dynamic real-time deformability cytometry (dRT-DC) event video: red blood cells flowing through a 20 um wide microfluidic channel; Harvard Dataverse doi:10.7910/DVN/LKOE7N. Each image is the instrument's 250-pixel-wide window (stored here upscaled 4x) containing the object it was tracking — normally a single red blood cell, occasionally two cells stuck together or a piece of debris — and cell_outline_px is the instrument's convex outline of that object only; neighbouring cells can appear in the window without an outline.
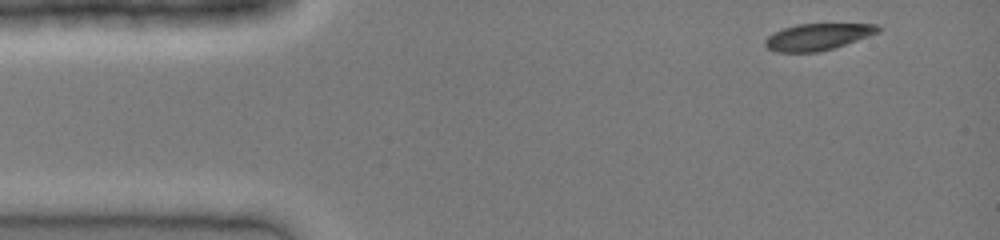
{"species": "common noctule bat (a hibernating species)", "species_latin": "Nyctalus noctula", "temperature_condition": "cold", "stored_images_in_passage": 36, "camera_frame_rate_fps": 3000, "um_per_image_px": 0.085, "animal": {"sex": "female", "body_mass_g": 19.0, "forearm_length_mm": 51.5}, "frame": {"image": 1, "passage_image": 1, "time_ms": 0.0, "image_size_px": [1000, 240], "cell_outline_px": [[880, 32], [832, 48], [816, 52], [776, 52], [768, 48], [764, 44], [764, 40], [772, 32], [796, 24], [876, 24], [880, 28]], "centroid_in_image_um": [69.45, 3.12], "position_along_channel_um": 15.5, "area_um2": 17.34}}
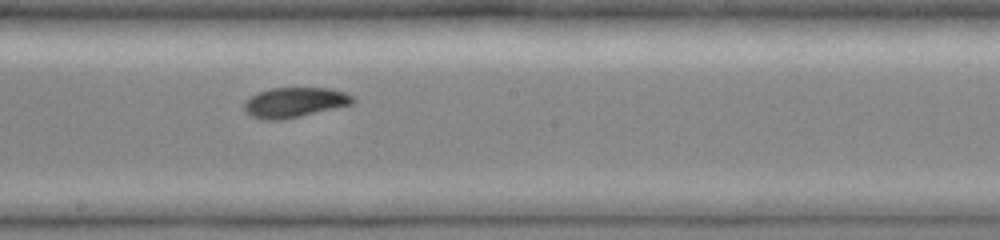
{"frame": {"image": 2, "passage_image": 20, "time_ms": 6.333, "image_size_px": [1000, 240], "cell_outline_px": [[356, 100], [352, 104], [280, 120], [264, 120], [252, 116], [244, 108], [244, 104], [252, 96], [260, 92], [272, 88], [332, 88], [344, 92], [352, 96]], "centroid_in_image_um": [25.07, 8.69], "position_along_channel_um": 223.1, "area_um2": 18.55}}
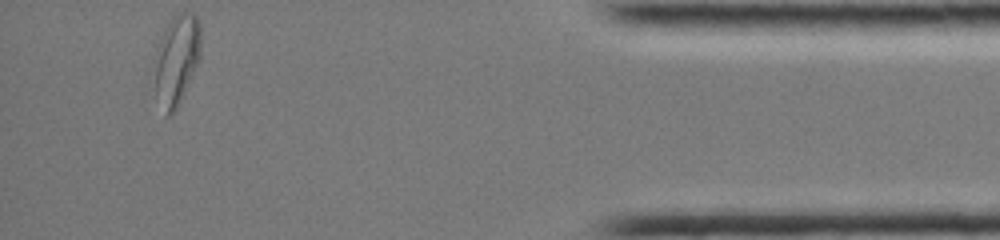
{"frame": {"image": 3, "passage_image": 36, "time_ms": 11.667, "image_size_px": [1000, 240], "cell_outline_px": [[200, 60], [176, 108], [168, 116], [164, 116], [156, 92], [152, 60], [156, 48], [164, 28], [172, 16], [176, 12], [192, 12], [196, 16], [200, 24]], "centroid_in_image_um": [14.98, 5.02], "position_along_channel_um": 420.2, "area_um2": 24.8}}